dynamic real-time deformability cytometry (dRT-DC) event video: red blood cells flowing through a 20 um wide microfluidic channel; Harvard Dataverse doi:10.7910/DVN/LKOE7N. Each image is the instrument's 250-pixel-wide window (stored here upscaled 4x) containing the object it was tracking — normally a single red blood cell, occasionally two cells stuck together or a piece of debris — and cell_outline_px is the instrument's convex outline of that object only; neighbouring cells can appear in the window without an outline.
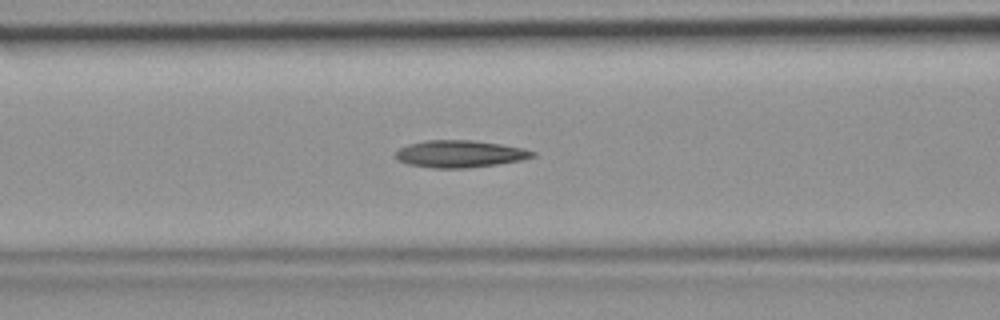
{"species": "common noctule bat (a hibernating species)", "species_latin": "Nyctalus noctula", "temperature_condition": "room temperature", "stored_images_in_passage": 43, "camera_frame_rate_fps": 3000, "um_per_image_px": 0.085, "animal": {"sex": "female", "body_mass_g": 19.9}, "frame": {"image": 1, "passage_image": 17, "time_ms": 5.333, "image_size_px": [1000, 320], "cell_outline_px": [[536, 156], [520, 160], [496, 164], [468, 168], [432, 168], [408, 164], [400, 160], [396, 156], [396, 152], [400, 148], [408, 144], [428, 140], [472, 140], [500, 144], [524, 148], [536, 152]], "centroid_in_image_um": [39.11, 13.08], "position_along_channel_um": 127.5, "area_um2": 21.5}}
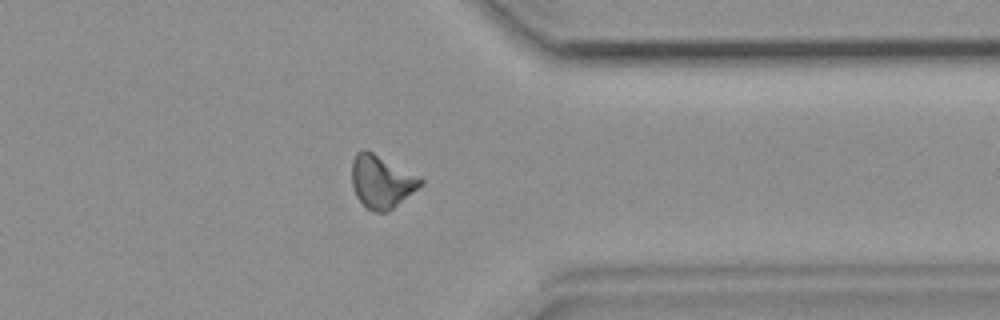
{"frame": {"image": 2, "passage_image": 34, "time_ms": 11.0, "image_size_px": [1000, 320], "cell_outline_px": [[424, 184], [388, 212], [372, 212], [364, 208], [356, 196], [352, 188], [352, 160], [356, 152], [364, 148], [372, 152], [424, 180]], "centroid_in_image_um": [32.38, 15.47], "position_along_channel_um": 379.0, "area_um2": 21.15}}
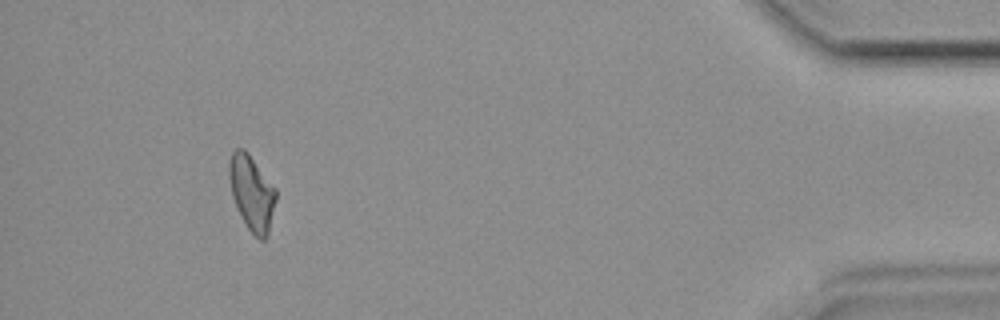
{"frame": {"image": 3, "passage_image": 40, "time_ms": 13.0, "image_size_px": [1000, 320], "cell_outline_px": [[276, 200], [268, 236], [264, 240], [260, 240], [248, 228], [232, 196], [228, 176], [228, 164], [232, 152], [236, 148], [244, 148], [248, 152], [276, 188]], "centroid_in_image_um": [21.41, 16.36], "position_along_channel_um": 413.8, "area_um2": 20.4}}